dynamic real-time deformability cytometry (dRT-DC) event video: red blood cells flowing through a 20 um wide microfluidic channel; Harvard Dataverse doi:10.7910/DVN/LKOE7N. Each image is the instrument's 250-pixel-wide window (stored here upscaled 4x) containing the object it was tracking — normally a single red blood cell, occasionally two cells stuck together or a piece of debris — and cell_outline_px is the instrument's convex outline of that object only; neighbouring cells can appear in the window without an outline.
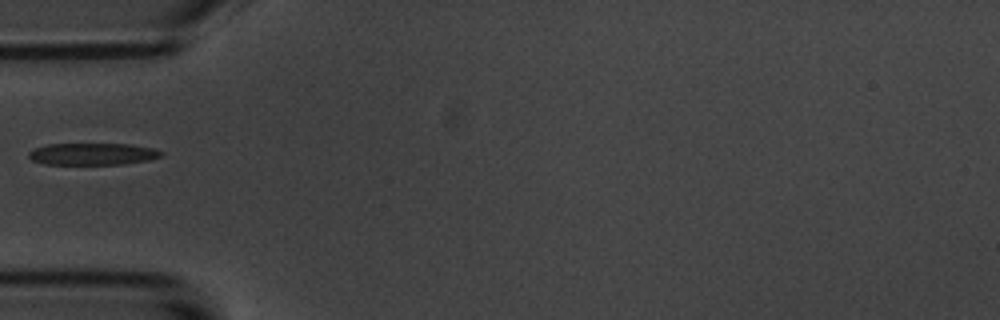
{"species": "common noctule bat (a hibernating species)", "species_latin": "Nyctalus noctula", "temperature_condition": "room temperature", "stored_images_in_passage": 39, "camera_frame_rate_fps": 3000, "um_per_image_px": 0.085, "animal": {"sex": "male", "body_mass_g": 20.1, "forearm_length_mm": 53.5}, "frame": {"image": 1, "passage_image": 1, "time_ms": 0.0, "image_size_px": [1000, 320], "cell_outline_px": [[164, 152], [160, 156], [148, 160], [124, 164], [44, 164], [32, 160], [28, 156], [28, 152], [36, 148], [48, 144], [128, 144], [152, 148]], "centroid_in_image_um": [7.85, 13.09], "position_along_channel_um": 77.1, "area_um2": 16.76}}
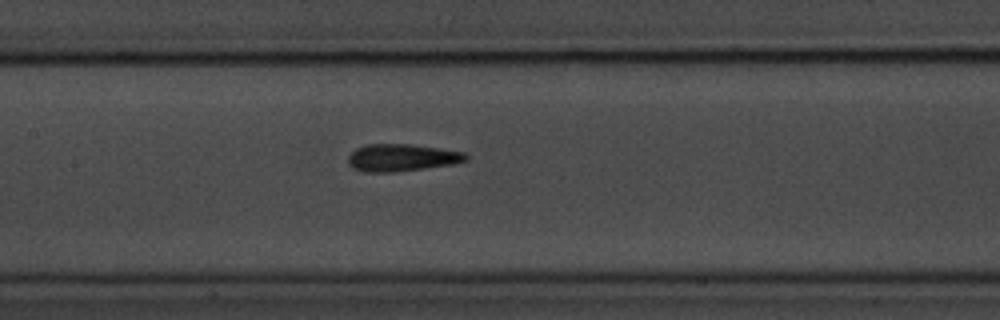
{"frame": {"image": 2, "passage_image": 9, "time_ms": 2.667, "image_size_px": [1000, 320], "cell_outline_px": [[468, 160], [452, 164], [396, 172], [368, 172], [356, 168], [348, 164], [348, 156], [356, 148], [368, 144], [412, 144], [440, 148], [464, 152], [468, 156]], "centroid_in_image_um": [34.17, 13.39], "position_along_channel_um": 173.2, "area_um2": 18.61}}
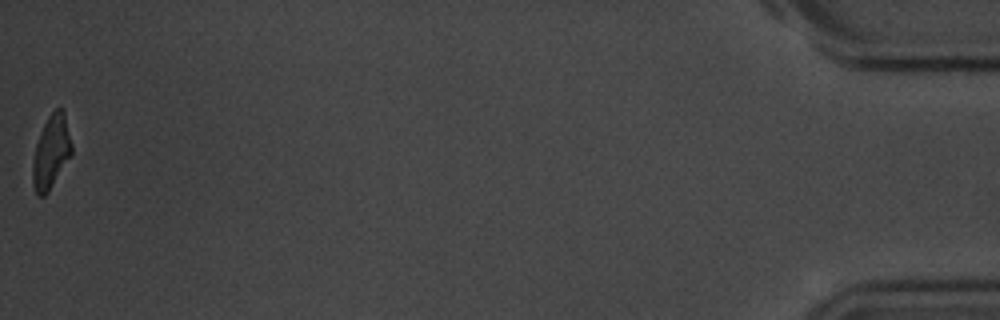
{"frame": {"image": 3, "passage_image": 39, "time_ms": 12.667, "image_size_px": [1000, 320], "cell_outline_px": [[72, 152], [48, 192], [44, 196], [36, 196], [32, 184], [32, 164], [36, 144], [40, 132], [48, 116], [56, 108], [64, 108], [72, 144]], "centroid_in_image_um": [4.33, 12.9], "position_along_channel_um": 430.9, "area_um2": 16.65}}